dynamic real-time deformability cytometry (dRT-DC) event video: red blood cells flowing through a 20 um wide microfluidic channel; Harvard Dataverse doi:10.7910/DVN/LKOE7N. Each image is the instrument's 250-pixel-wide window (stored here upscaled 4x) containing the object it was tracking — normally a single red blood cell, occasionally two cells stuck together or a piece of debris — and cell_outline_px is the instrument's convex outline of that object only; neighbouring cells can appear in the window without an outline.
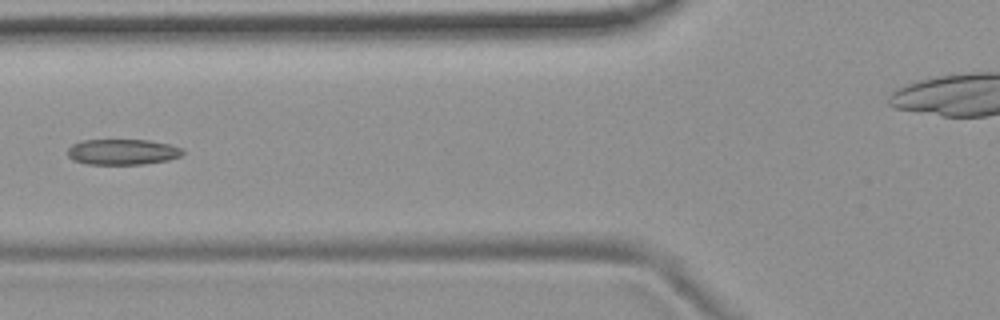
{"species": "common noctule bat (a hibernating species)", "species_latin": "Nyctalus noctula", "temperature_condition": "room temperature", "stored_images_in_passage": 6, "camera_frame_rate_fps": 3000, "um_per_image_px": 0.085, "animal": {"sex": "female", "body_mass_g": 19.9}, "frame": {"image": 1, "passage_image": 6, "time_ms": 6.333, "image_size_px": [1000, 320], "cell_outline_px": [[184, 152], [180, 156], [168, 160], [144, 164], [88, 164], [72, 160], [68, 156], [68, 148], [72, 144], [84, 140], [148, 140], [168, 144], [184, 148]], "centroid_in_image_um": [10.42, 12.91], "position_along_channel_um": 115.4, "area_um2": 17.22}}